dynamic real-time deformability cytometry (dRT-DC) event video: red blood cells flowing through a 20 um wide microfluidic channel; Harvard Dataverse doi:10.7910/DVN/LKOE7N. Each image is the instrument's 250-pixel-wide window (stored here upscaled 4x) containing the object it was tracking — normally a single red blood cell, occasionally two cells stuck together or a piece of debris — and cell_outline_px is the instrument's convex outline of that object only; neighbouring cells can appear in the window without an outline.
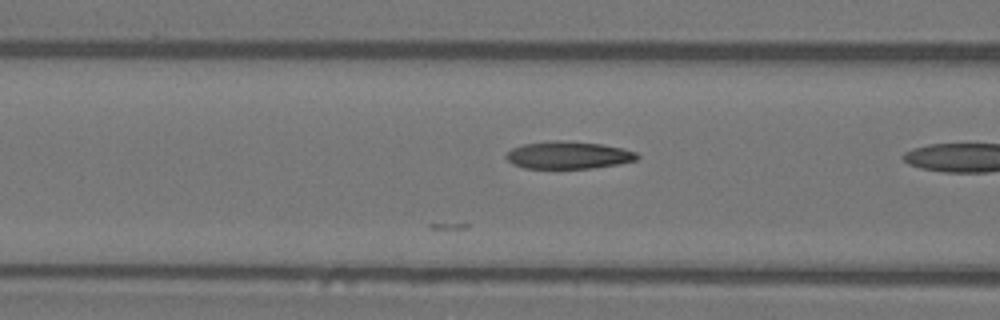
{"species": "Egyptian fruit bat (a non-hibernating species)", "species_latin": "Rousettus aegyptiacus", "temperature_condition": "warm", "stored_images_in_passage": 5, "camera_frame_rate_fps": 3000, "um_per_image_px": 0.085, "animal": {"sex": "female"}, "frame": {"image": 1, "passage_image": 4, "time_ms": 1.0, "image_size_px": [1000, 320], "cell_outline_px": [[640, 156], [636, 160], [616, 164], [592, 168], [524, 168], [512, 164], [504, 156], [512, 148], [524, 144], [556, 140], [560, 140], [600, 144], [624, 148], [636, 152]], "centroid_in_image_um": [48.3, 13.18], "position_along_channel_um": 118.3, "area_um2": 20.81}}